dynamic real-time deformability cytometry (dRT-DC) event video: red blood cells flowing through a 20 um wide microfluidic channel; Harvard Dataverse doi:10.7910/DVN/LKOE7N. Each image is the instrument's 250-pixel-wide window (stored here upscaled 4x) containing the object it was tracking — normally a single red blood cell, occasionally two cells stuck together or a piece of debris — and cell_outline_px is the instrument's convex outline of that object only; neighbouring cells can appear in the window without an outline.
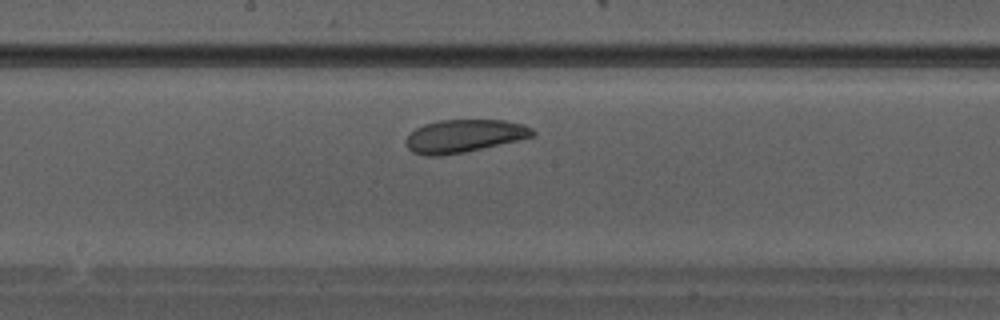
{"species": "Egyptian fruit bat (a non-hibernating species)", "species_latin": "Rousettus aegyptiacus", "temperature_condition": "warm", "stored_images_in_passage": 29, "camera_frame_rate_fps": 3000, "um_per_image_px": 0.085, "animal": {"sex": "male"}, "frame": {"image": 1, "passage_image": 13, "time_ms": 4.0, "image_size_px": [1000, 320], "cell_outline_px": [[536, 136], [520, 140], [464, 152], [440, 156], [424, 156], [412, 152], [404, 144], [404, 140], [416, 128], [424, 124], [440, 120], [504, 120], [524, 124], [532, 128], [536, 132]], "centroid_in_image_um": [39.46, 11.56], "position_along_channel_um": 208.7, "area_um2": 24.51}}